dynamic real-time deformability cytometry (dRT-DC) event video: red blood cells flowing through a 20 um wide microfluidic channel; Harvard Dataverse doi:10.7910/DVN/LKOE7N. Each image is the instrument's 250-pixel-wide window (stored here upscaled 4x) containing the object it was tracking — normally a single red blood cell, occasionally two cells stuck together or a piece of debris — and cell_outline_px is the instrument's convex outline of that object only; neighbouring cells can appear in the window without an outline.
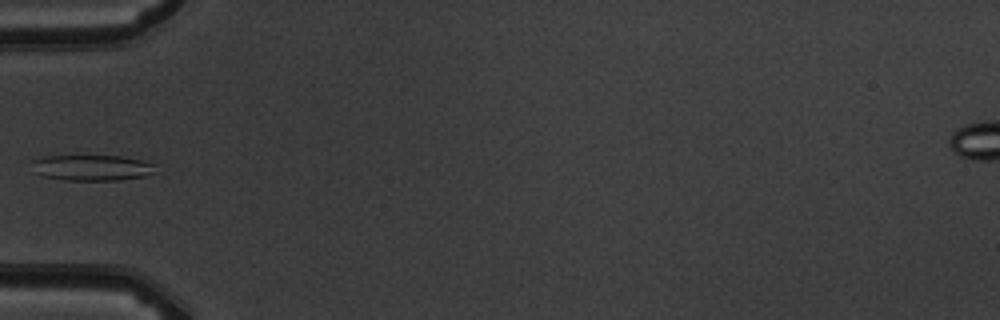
{"species": "common noctule bat (a hibernating species)", "species_latin": "Nyctalus noctula", "temperature_condition": "warm", "stored_images_in_passage": 6, "camera_frame_rate_fps": 3000, "um_per_image_px": 0.085, "animal": {"sex": "male", "body_mass_g": 19.5, "forearm_length_mm": 54.6}, "frame": {"image": 1, "passage_image": 5, "time_ms": 4.667, "image_size_px": [1000, 320], "cell_outline_px": [[156, 164], [152, 172], [144, 176], [120, 180], [68, 180], [40, 176], [36, 172], [28, 160], [40, 156], [120, 156], [140, 160]], "centroid_in_image_um": [7.72, 14.25], "position_along_channel_um": 77.3, "area_um2": 18.61}}